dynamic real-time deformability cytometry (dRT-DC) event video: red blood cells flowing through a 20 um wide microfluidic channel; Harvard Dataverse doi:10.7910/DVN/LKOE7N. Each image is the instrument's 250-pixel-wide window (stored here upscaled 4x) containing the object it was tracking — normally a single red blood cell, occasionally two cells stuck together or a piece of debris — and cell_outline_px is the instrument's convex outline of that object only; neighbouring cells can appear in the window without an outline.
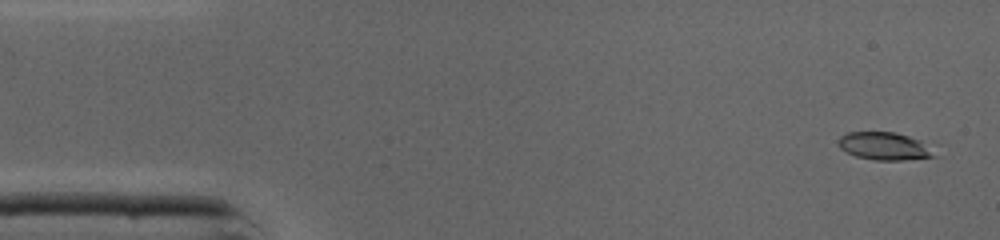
{"species": "common noctule bat (a hibernating species)", "species_latin": "Nyctalus noctula", "temperature_condition": "cold", "stored_images_in_passage": 45, "camera_frame_rate_fps": 3000, "um_per_image_px": 0.085, "animal": {"sex": "male", "body_mass_g": 19.0, "forearm_length_mm": 50.8}, "frame": {"image": 1, "passage_image": 2, "time_ms": 0.333, "image_size_px": [1000, 240], "cell_outline_px": [[936, 156], [904, 160], [872, 160], [856, 156], [840, 148], [836, 140], [840, 136], [848, 132], [896, 132], [920, 140]], "centroid_in_image_um": [75.1, 12.41], "position_along_channel_um": 9.9, "area_um2": 15.32}}
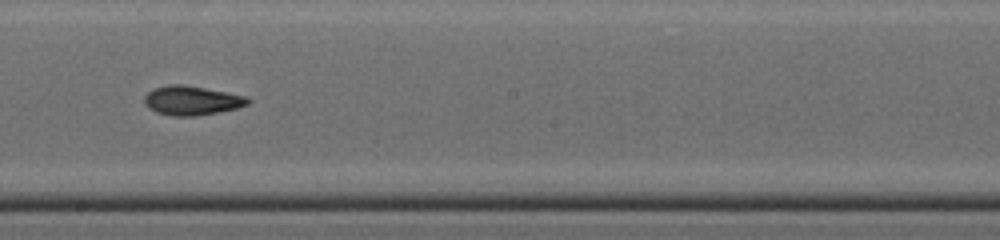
{"frame": {"image": 2, "passage_image": 25, "time_ms": 8.0, "image_size_px": [1000, 240], "cell_outline_px": [[252, 100], [248, 104], [236, 108], [196, 116], [172, 116], [156, 112], [148, 108], [144, 104], [144, 96], [152, 88], [168, 84], [184, 84], [228, 92], [248, 96]], "centroid_in_image_um": [16.28, 8.53], "position_along_channel_um": 231.9, "area_um2": 17.86}}
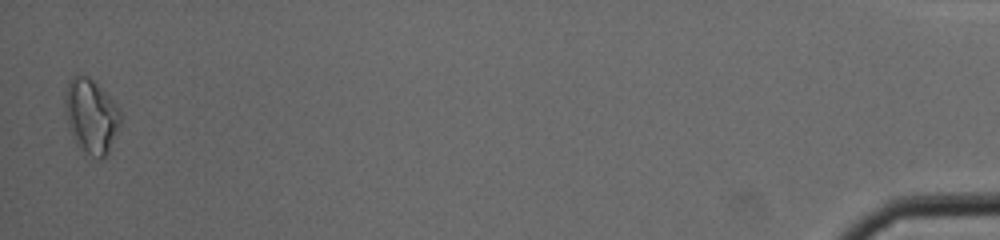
{"frame": {"image": 3, "passage_image": 45, "time_ms": 14.667, "image_size_px": [1000, 240], "cell_outline_px": [[120, 124], [108, 152], [104, 160], [96, 160], [80, 152], [72, 136], [64, 112], [64, 96], [68, 80], [80, 72], [88, 76], [120, 108]], "centroid_in_image_um": [7.71, 9.91], "position_along_channel_um": 427.5, "area_um2": 24.57}, "authors_computed_cell_mechanics": {"area_um2": 17.051, "velocity_mm_per_s": 4.3843, "shape_relaxation_time_tau1_ms": 6.2316, "shape_relaxation_time_tau2_ms": 4.8783, "deformation_change_tau1": 0.2025, "deformation_change_tau2": 0.1163}}